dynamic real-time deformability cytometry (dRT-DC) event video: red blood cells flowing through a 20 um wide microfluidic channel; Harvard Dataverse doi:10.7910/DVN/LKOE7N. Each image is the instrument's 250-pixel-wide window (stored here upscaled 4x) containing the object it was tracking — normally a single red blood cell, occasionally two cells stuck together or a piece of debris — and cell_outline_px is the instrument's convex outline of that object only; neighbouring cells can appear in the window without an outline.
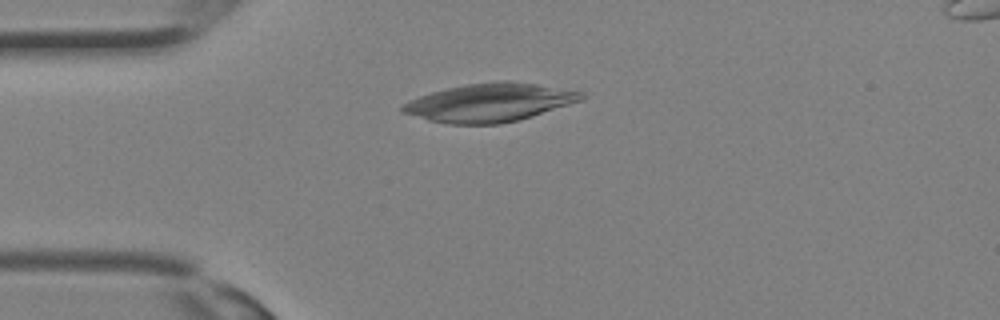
{"species": "Egyptian fruit bat (a non-hibernating species)", "species_latin": "Rousettus aegyptiacus", "temperature_condition": "room temperature", "stored_images_in_passage": 32, "camera_frame_rate_fps": 3000, "um_per_image_px": 0.085, "animal": {"sex": "female"}, "frame": {"image": 1, "passage_image": 8, "time_ms": 2.333, "image_size_px": [1000, 320], "cell_outline_px": [[588, 96], [580, 100], [568, 104], [516, 120], [500, 124], [448, 124], [428, 120], [404, 112], [400, 108], [408, 100], [432, 92], [448, 88], [468, 84], [496, 80], [508, 80], [536, 84], [584, 92]], "centroid_in_image_um": [41.6, 8.7], "position_along_channel_um": 43.4, "area_um2": 39.36}}
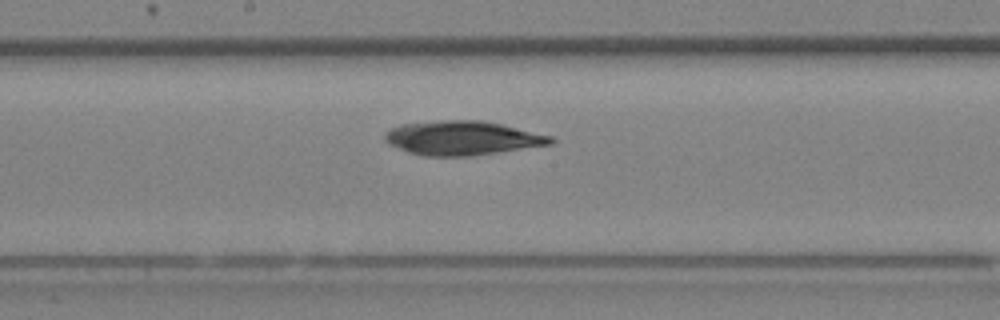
{"frame": {"image": 2, "passage_image": 17, "time_ms": 5.333, "image_size_px": [1000, 320], "cell_outline_px": [[556, 140], [552, 144], [472, 156], [424, 156], [408, 152], [388, 144], [384, 140], [384, 136], [392, 128], [400, 124], [444, 120], [484, 120], [504, 124], [552, 136]], "centroid_in_image_um": [39.32, 11.73], "position_along_channel_um": 208.9, "area_um2": 33.12}}
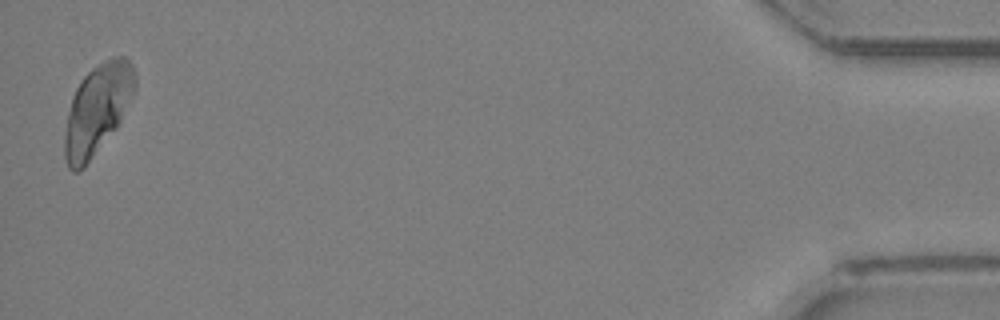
{"frame": {"image": 3, "passage_image": 32, "time_ms": 10.333, "image_size_px": [1000, 320], "cell_outline_px": [[136, 88], [116, 128], [84, 168], [80, 172], [72, 172], [68, 168], [64, 156], [64, 136], [68, 112], [72, 96], [76, 88], [84, 76], [92, 68], [104, 60], [112, 56], [124, 56], [132, 64], [136, 76]], "centroid_in_image_um": [8.26, 9.3], "position_along_channel_um": 426.9, "area_um2": 36.88}}